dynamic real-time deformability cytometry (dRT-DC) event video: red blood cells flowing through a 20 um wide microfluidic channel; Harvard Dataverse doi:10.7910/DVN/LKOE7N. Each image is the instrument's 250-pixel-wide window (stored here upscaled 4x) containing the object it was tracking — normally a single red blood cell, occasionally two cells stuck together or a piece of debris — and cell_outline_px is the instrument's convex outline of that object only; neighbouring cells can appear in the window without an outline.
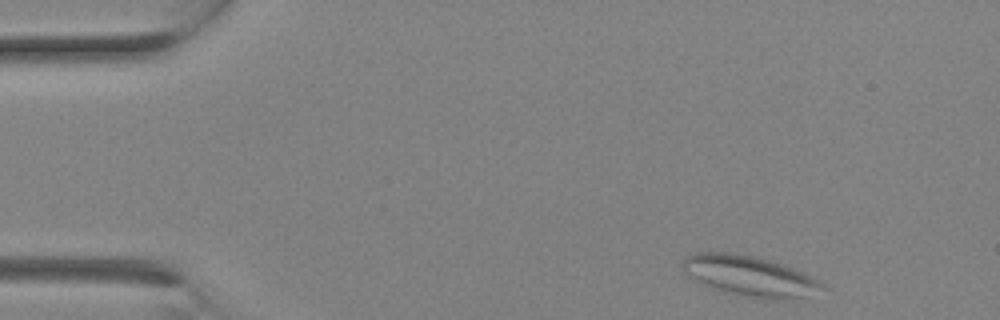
{"species": "Egyptian fruit bat (a non-hibernating species)", "species_latin": "Rousettus aegyptiacus", "temperature_condition": "room temperature", "stored_images_in_passage": 5, "camera_frame_rate_fps": 3000, "um_per_image_px": 0.085, "animal": {"sex": "female"}, "frame": {"image": 1, "passage_image": 1, "time_ms": 0.0, "image_size_px": [1000, 320], "cell_outline_px": [[828, 288], [800, 296], [764, 300], [736, 296], [720, 292], [688, 276], [684, 272], [680, 264], [688, 256], [696, 252], [728, 252], [752, 256], [768, 260], [804, 272], [812, 276], [824, 284]], "centroid_in_image_um": [63.66, 23.47], "position_along_channel_um": 21.3, "area_um2": 32.77}}